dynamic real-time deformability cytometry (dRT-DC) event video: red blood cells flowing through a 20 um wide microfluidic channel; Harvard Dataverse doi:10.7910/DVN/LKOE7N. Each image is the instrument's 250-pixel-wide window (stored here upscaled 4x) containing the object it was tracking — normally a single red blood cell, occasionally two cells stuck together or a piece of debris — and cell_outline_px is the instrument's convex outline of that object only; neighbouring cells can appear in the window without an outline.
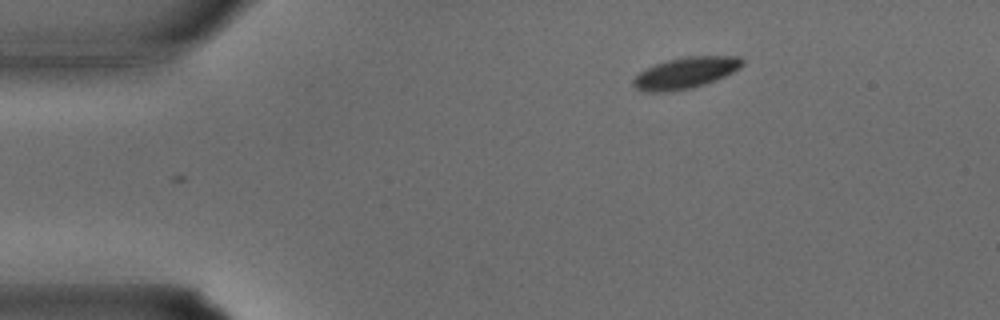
{"species": "common noctule bat (a hibernating species)", "species_latin": "Nyctalus noctula", "temperature_condition": "warm", "stored_images_in_passage": 26, "camera_frame_rate_fps": 3000, "um_per_image_px": 0.085, "animal": {"sex": "male", "body_mass_g": 15.6}, "frame": {"image": 1, "passage_image": 1, "time_ms": 0.0, "image_size_px": [1000, 320], "cell_outline_px": [[744, 64], [740, 68], [716, 80], [704, 84], [688, 88], [668, 92], [644, 92], [636, 88], [632, 84], [632, 80], [640, 72], [656, 64], [668, 60], [684, 56], [740, 56], [744, 60]], "centroid_in_image_um": [58.28, 6.19], "position_along_channel_um": 26.7, "area_um2": 19.77}}
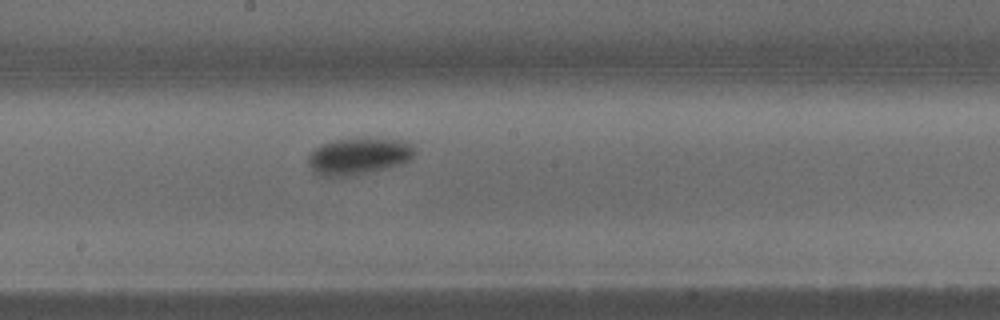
{"frame": {"image": 2, "passage_image": 14, "time_ms": 4.333, "image_size_px": [1000, 320], "cell_outline_px": [[416, 152], [404, 164], [388, 168], [368, 172], [344, 176], [328, 176], [312, 172], [308, 164], [308, 156], [320, 144], [336, 140], [360, 136], [368, 136], [408, 140], [416, 148]], "centroid_in_image_um": [30.55, 13.22], "position_along_channel_um": 217.6, "area_um2": 23.52}}
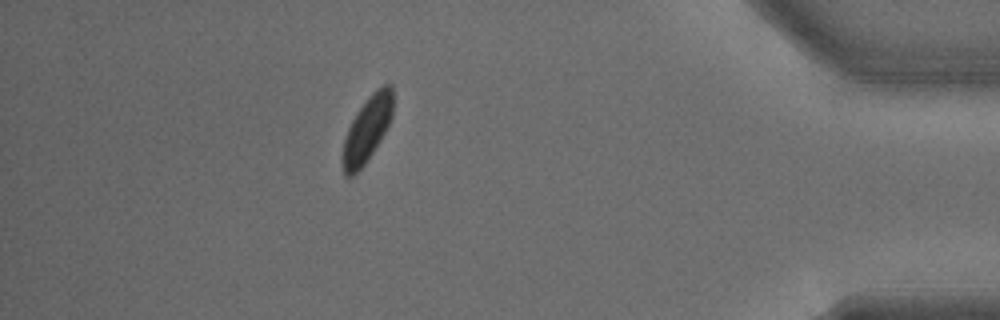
{"frame": {"image": 3, "passage_image": 26, "time_ms": 8.333, "image_size_px": [1000, 320], "cell_outline_px": [[392, 116], [380, 140], [364, 164], [352, 176], [344, 176], [340, 164], [340, 156], [344, 140], [348, 128], [356, 112], [368, 96], [376, 88], [384, 84], [392, 84]], "centroid_in_image_um": [31.15, 11.0], "position_along_channel_um": 404.0, "area_um2": 19.25}}